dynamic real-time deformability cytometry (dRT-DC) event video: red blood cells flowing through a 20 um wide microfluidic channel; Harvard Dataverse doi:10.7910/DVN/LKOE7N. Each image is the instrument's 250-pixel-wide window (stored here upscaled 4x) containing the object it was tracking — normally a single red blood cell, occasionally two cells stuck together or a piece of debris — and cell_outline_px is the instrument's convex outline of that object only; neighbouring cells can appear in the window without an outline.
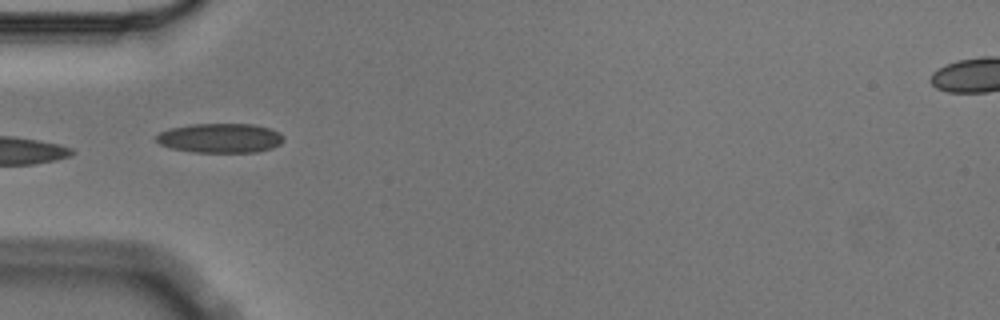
{"species": "Egyptian fruit bat (a non-hibernating species)", "species_latin": "Rousettus aegyptiacus", "temperature_condition": "cold", "stored_images_in_passage": 7, "camera_frame_rate_fps": 3000, "um_per_image_px": 0.085, "animal": {"sex": "male"}, "frame": {"image": 1, "passage_image": 4, "time_ms": 1.0, "image_size_px": [1000, 320], "cell_outline_px": [[284, 140], [280, 144], [272, 148], [256, 152], [192, 152], [172, 148], [160, 144], [156, 140], [156, 136], [160, 132], [168, 128], [192, 124], [252, 124], [268, 128], [280, 132]], "centroid_in_image_um": [18.71, 11.73], "position_along_channel_um": 66.3, "area_um2": 21.85}}
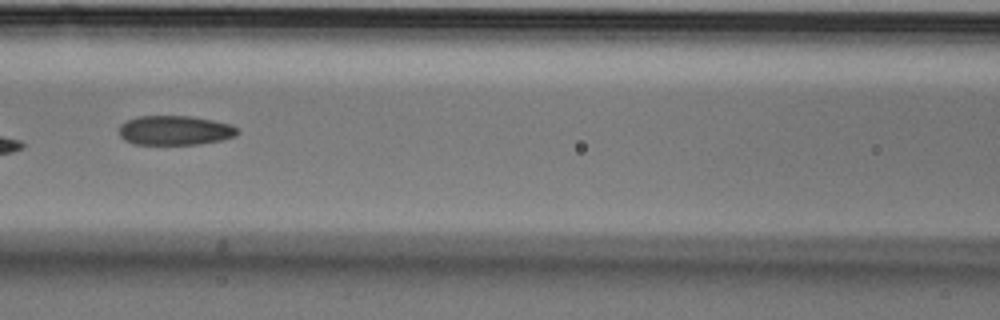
{"frame": {"image": 2, "passage_image": 6, "time_ms": 1.667, "image_size_px": [1000, 320], "cell_outline_px": [[240, 132], [236, 136], [224, 140], [200, 144], [132, 144], [124, 140], [120, 136], [120, 124], [128, 120], [140, 116], [188, 116], [212, 120], [232, 124]], "centroid_in_image_um": [14.9, 11.09], "position_along_channel_um": 151.7, "area_um2": 20.4}}
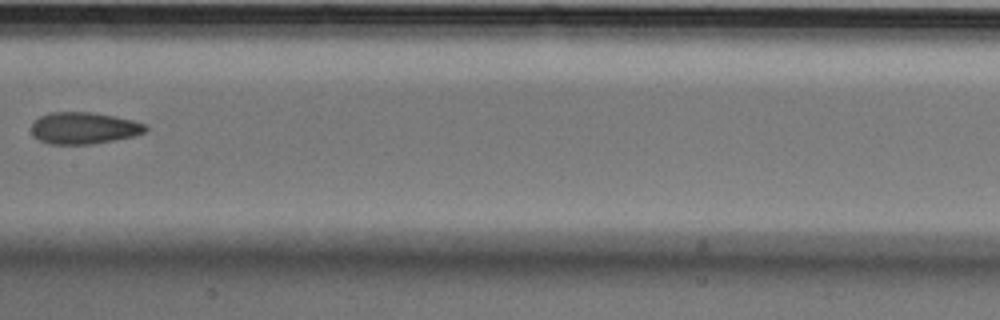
{"frame": {"image": 3, "passage_image": 7, "time_ms": 2.0, "image_size_px": [1000, 320], "cell_outline_px": [[148, 128], [144, 132], [136, 136], [92, 144], [48, 144], [32, 136], [32, 124], [40, 116], [48, 112], [92, 112], [116, 116], [132, 120], [144, 124]], "centroid_in_image_um": [7.12, 10.88], "position_along_channel_um": 200.3, "area_um2": 21.21}}